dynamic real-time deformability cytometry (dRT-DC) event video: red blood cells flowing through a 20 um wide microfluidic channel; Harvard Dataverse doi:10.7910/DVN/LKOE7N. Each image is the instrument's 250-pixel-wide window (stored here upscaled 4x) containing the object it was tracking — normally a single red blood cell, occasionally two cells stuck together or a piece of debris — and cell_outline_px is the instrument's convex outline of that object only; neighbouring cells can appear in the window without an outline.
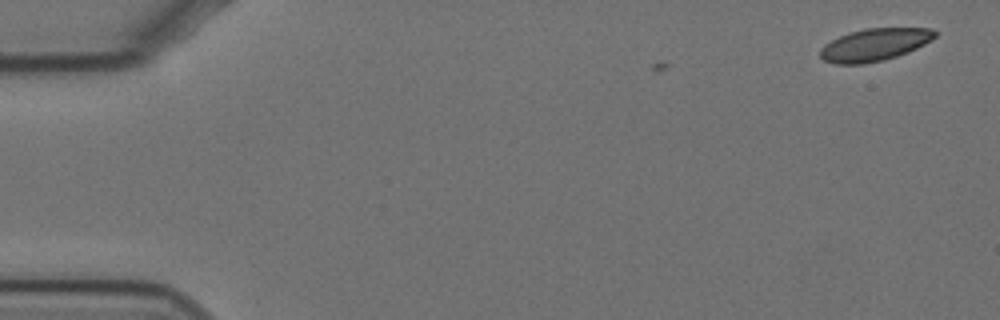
{"species": "Egyptian fruit bat (a non-hibernating species)", "species_latin": "Rousettus aegyptiacus", "temperature_condition": "cold", "stored_images_in_passage": 5, "camera_frame_rate_fps": 3000, "um_per_image_px": 0.085, "animal": {"sex": "female"}, "frame": {"image": 1, "passage_image": 5, "time_ms": 1.333, "image_size_px": [1000, 320], "cell_outline_px": [[936, 36], [932, 40], [908, 52], [884, 60], [864, 64], [836, 64], [824, 60], [820, 56], [820, 48], [824, 44], [848, 32], [864, 28], [932, 28], [936, 32]], "centroid_in_image_um": [74.33, 3.8], "position_along_channel_um": 10.7, "area_um2": 21.73}}